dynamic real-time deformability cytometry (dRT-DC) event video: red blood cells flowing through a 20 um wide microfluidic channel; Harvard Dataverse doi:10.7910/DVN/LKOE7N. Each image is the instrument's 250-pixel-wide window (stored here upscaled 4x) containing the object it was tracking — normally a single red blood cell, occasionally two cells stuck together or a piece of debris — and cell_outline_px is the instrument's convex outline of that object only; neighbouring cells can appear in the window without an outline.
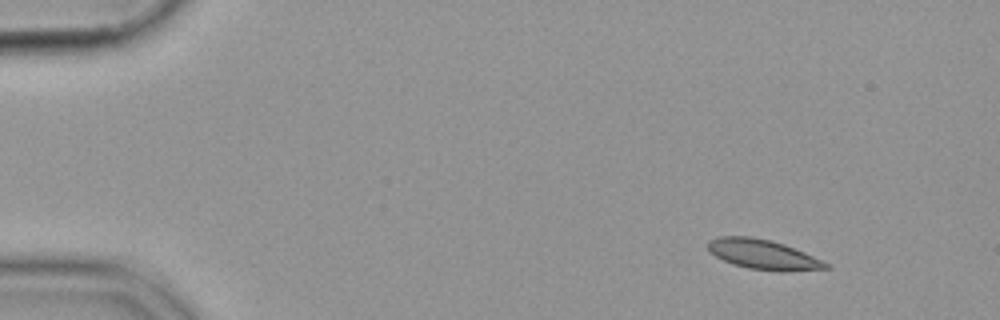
{"species": "common noctule bat (a hibernating species)", "species_latin": "Nyctalus noctula", "temperature_condition": "cold", "stored_images_in_passage": 50, "camera_frame_rate_fps": 3000, "um_per_image_px": 0.085, "animal": {"sex": "female", "body_mass_g": 19.9}, "frame": {"image": 1, "passage_image": 1, "time_ms": 0.0, "image_size_px": [1000, 320], "cell_outline_px": [[832, 268], [784, 272], [780, 272], [748, 268], [732, 264], [716, 256], [708, 248], [708, 244], [712, 240], [720, 236], [748, 236], [768, 240], [784, 244], [804, 252], [832, 264]], "centroid_in_image_um": [64.95, 21.65], "position_along_channel_um": 20.1, "area_um2": 20.4}}
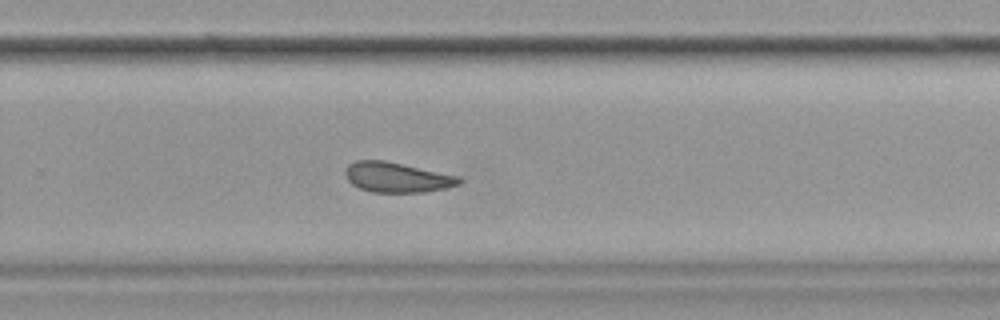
{"frame": {"image": 2, "passage_image": 32, "time_ms": 10.333, "image_size_px": [1000, 320], "cell_outline_px": [[460, 184], [444, 188], [424, 192], [372, 192], [360, 188], [352, 184], [348, 180], [344, 172], [348, 164], [356, 160], [384, 160], [460, 176]], "centroid_in_image_um": [33.71, 15.06], "position_along_channel_um": 296.1, "area_um2": 19.83}}
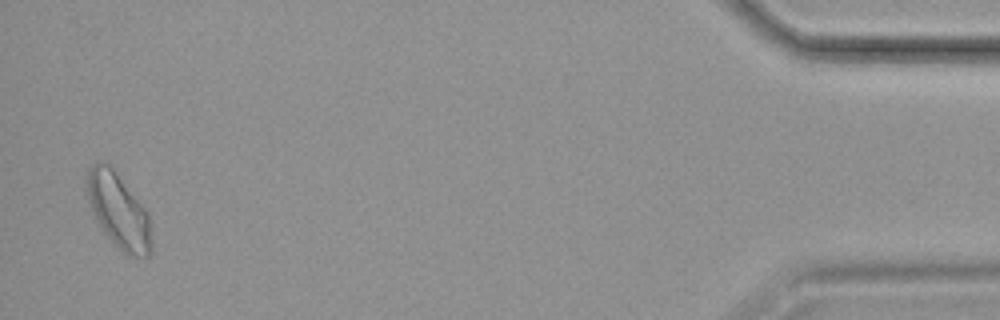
{"frame": {"image": 3, "passage_image": 49, "time_ms": 16.0, "image_size_px": [1000, 320], "cell_outline_px": [[152, 252], [148, 256], [128, 256], [104, 236], [92, 212], [84, 192], [84, 184], [88, 168], [92, 164], [100, 160], [108, 164], [116, 172], [148, 212], [152, 232]], "centroid_in_image_um": [10.03, 17.92], "position_along_channel_um": 425.2, "area_um2": 28.96}}